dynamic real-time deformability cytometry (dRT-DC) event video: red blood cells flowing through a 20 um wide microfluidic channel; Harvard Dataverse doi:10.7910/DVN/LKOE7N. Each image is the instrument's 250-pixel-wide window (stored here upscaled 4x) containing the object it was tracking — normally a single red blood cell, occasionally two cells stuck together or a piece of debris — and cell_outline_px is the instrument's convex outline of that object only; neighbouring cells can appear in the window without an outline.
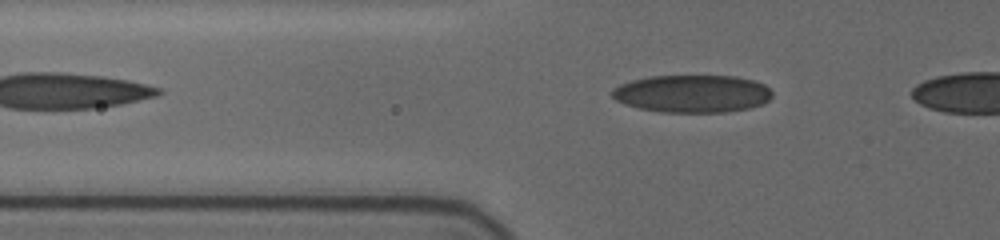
{"species": "human", "species_latin": "Homo sapiens", "temperature_condition": "cold", "stored_images_in_passage": 8, "camera_frame_rate_fps": 3000, "um_per_image_px": 0.085, "donor": {"sex": "female"}, "frame": {"image": 1, "passage_image": 4, "time_ms": 1.0, "image_size_px": [1000, 240], "cell_outline_px": [[772, 96], [768, 100], [752, 108], [724, 112], [660, 112], [640, 108], [624, 104], [616, 100], [612, 96], [612, 88], [620, 84], [632, 80], [648, 76], [736, 76], [752, 80], [764, 84], [772, 92]], "centroid_in_image_um": [58.83, 7.96], "position_along_channel_um": 67.0, "area_um2": 35.14}}